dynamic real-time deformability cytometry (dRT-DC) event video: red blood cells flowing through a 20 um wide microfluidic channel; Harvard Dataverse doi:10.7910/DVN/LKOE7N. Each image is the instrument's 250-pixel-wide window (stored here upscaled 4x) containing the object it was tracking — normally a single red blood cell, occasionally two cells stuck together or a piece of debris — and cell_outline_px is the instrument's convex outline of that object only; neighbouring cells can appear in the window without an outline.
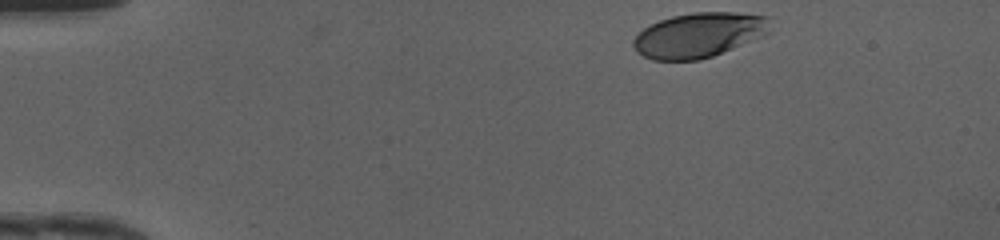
{"species": "human", "species_latin": "Homo sapiens", "temperature_condition": "cold", "stored_images_in_passage": 35, "camera_frame_rate_fps": 3000, "um_per_image_px": 0.085, "donor": {"sex": "female"}, "frame": {"image": 1, "passage_image": 1, "time_ms": 0.0, "image_size_px": [1000, 240], "cell_outline_px": [[768, 32], [764, 36], [712, 56], [700, 60], [652, 60], [636, 52], [632, 44], [632, 40], [644, 28], [660, 20], [672, 16], [692, 12], [736, 12], [768, 16]], "centroid_in_image_um": [59.38, 2.98], "position_along_channel_um": 25.6, "area_um2": 35.6}}
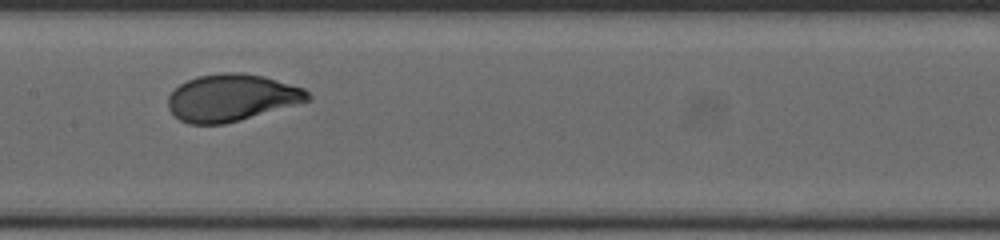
{"frame": {"image": 2, "passage_image": 19, "time_ms": 6.0, "image_size_px": [1000, 240], "cell_outline_px": [[312, 100], [240, 120], [224, 124], [188, 124], [180, 120], [168, 108], [168, 96], [180, 84], [196, 76], [224, 72], [240, 72], [264, 76], [304, 88], [312, 96]], "centroid_in_image_um": [19.7, 8.3], "position_along_channel_um": 187.7, "area_um2": 38.32}}
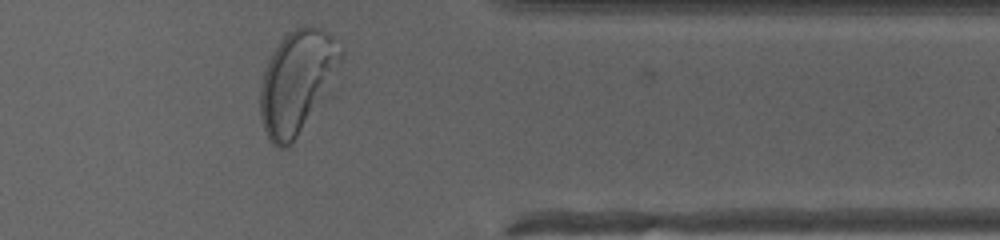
{"frame": {"image": 3, "passage_image": 34, "time_ms": 11.0, "image_size_px": [1000, 240], "cell_outline_px": [[344, 52], [340, 60], [292, 144], [288, 148], [280, 148], [272, 144], [268, 140], [260, 116], [260, 84], [268, 60], [272, 52], [280, 40], [288, 32], [304, 24], [308, 24], [332, 36], [344, 48]], "centroid_in_image_um": [25.15, 6.9], "position_along_channel_um": 386.3, "area_um2": 46.41}, "authors_computed_cell_mechanics": {"area_um2": 37.859, "velocity_mm_per_s": 4.1611, "shape_relaxation_time_tau1_ms": 2.3568, "shape_relaxation_time_tau2_ms": null, "deformation_change_tau1": 0.1725, "deformation_change_tau2": null}}